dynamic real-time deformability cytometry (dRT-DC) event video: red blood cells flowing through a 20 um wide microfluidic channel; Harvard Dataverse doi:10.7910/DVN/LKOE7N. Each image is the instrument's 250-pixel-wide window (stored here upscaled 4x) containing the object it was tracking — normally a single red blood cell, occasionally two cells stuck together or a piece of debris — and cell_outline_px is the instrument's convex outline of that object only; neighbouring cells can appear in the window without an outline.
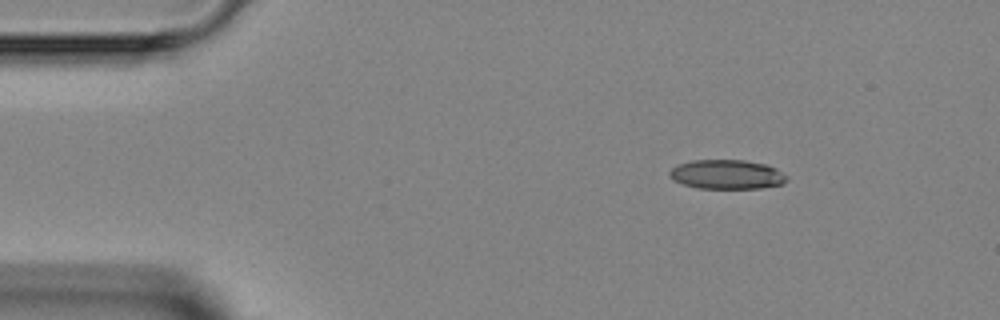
{"species": "Egyptian fruit bat (a non-hibernating species)", "species_latin": "Rousettus aegyptiacus", "temperature_condition": "room temperature", "stored_images_in_passage": 3, "camera_frame_rate_fps": 3000, "um_per_image_px": 0.085, "animal": {"sex": "female"}, "frame": {"image": 1, "passage_image": 1, "time_ms": 0.0, "image_size_px": [1000, 320], "cell_outline_px": [[788, 180], [784, 184], [760, 188], [696, 188], [672, 180], [668, 176], [668, 172], [676, 164], [692, 160], [744, 160], [768, 164], [776, 168], [788, 176]], "centroid_in_image_um": [61.78, 14.82], "position_along_channel_um": 23.2, "area_um2": 20.35}}
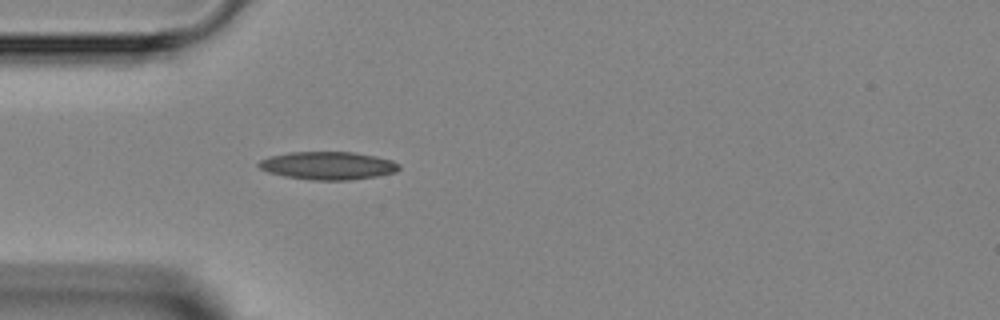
{"frame": {"image": 2, "passage_image": 3, "time_ms": 2.333, "image_size_px": [1000, 320], "cell_outline_px": [[400, 168], [396, 172], [376, 176], [348, 180], [312, 180], [284, 176], [268, 172], [260, 168], [256, 164], [260, 160], [268, 156], [288, 152], [352, 152], [376, 156], [392, 160], [400, 164]], "centroid_in_image_um": [27.86, 14.07], "position_along_channel_um": 57.1, "area_um2": 22.95}}